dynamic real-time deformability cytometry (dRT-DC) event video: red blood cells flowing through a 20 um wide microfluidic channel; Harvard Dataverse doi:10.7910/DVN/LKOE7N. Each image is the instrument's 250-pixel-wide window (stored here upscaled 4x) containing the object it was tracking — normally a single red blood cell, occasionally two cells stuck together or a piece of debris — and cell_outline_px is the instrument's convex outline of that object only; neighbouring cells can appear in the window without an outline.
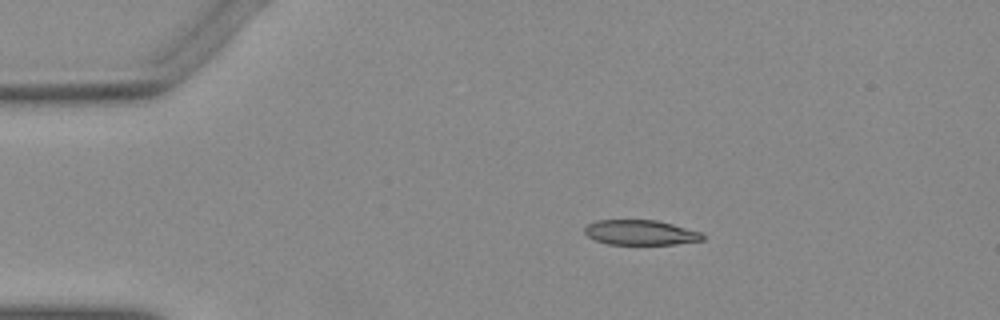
{"species": "Egyptian fruit bat (a non-hibernating species)", "species_latin": "Rousettus aegyptiacus", "temperature_condition": "warm", "stored_images_in_passage": 15, "camera_frame_rate_fps": 3000, "um_per_image_px": 0.085, "animal": {"sex": "female"}, "frame": {"image": 1, "passage_image": 1, "time_ms": 0.0, "image_size_px": [1000, 320], "cell_outline_px": [[704, 240], [676, 244], [608, 244], [596, 240], [588, 236], [584, 232], [584, 228], [588, 224], [596, 220], [656, 220], [672, 224], [700, 232], [704, 236]], "centroid_in_image_um": [54.43, 19.76], "position_along_channel_um": 30.6, "area_um2": 17.05}}